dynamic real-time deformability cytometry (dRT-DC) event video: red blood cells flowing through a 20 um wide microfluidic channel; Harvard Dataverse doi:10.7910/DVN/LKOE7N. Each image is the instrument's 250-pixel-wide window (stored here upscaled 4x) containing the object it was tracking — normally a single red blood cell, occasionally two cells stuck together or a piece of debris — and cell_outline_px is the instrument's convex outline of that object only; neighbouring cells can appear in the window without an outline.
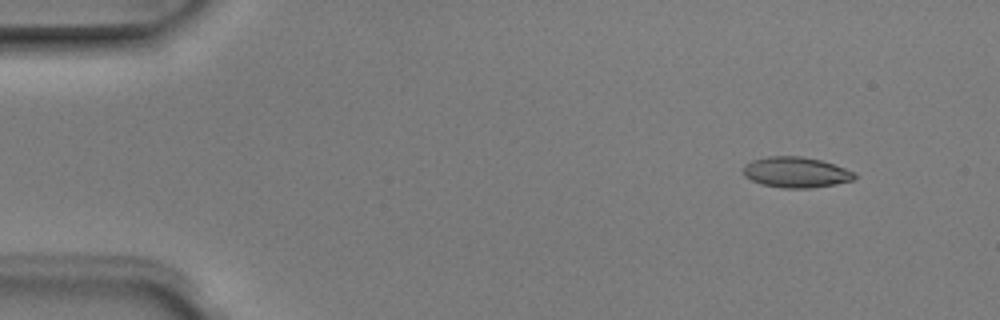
{"species": "Egyptian fruit bat (a non-hibernating species)", "species_latin": "Rousettus aegyptiacus", "temperature_condition": "room temperature", "stored_images_in_passage": 2, "camera_frame_rate_fps": 3000, "um_per_image_px": 0.085, "animal": {"sex": "male"}, "frame": {"image": 1, "passage_image": 1, "time_ms": 0.0, "image_size_px": [1000, 320], "cell_outline_px": [[856, 176], [852, 180], [836, 184], [812, 188], [784, 188], [760, 184], [744, 176], [744, 164], [752, 160], [768, 156], [800, 156], [820, 160], [856, 172]], "centroid_in_image_um": [67.64, 14.65], "position_along_channel_um": 17.4, "area_um2": 19.83}}
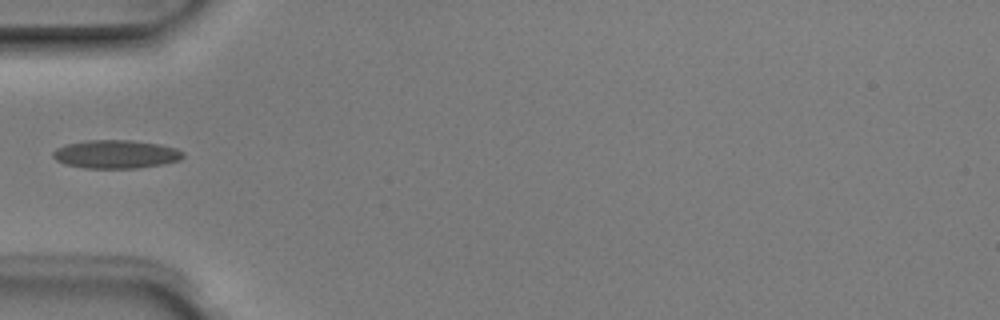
{"frame": {"image": 2, "passage_image": 2, "time_ms": 0.333, "image_size_px": [1000, 320], "cell_outline_px": [[184, 156], [180, 160], [164, 164], [136, 168], [84, 168], [64, 164], [56, 160], [52, 156], [52, 152], [56, 148], [64, 144], [88, 140], [132, 140], [160, 144], [176, 148], [184, 152]], "centroid_in_image_um": [9.84, 13.1], "position_along_channel_um": 75.2, "area_um2": 21.73}}